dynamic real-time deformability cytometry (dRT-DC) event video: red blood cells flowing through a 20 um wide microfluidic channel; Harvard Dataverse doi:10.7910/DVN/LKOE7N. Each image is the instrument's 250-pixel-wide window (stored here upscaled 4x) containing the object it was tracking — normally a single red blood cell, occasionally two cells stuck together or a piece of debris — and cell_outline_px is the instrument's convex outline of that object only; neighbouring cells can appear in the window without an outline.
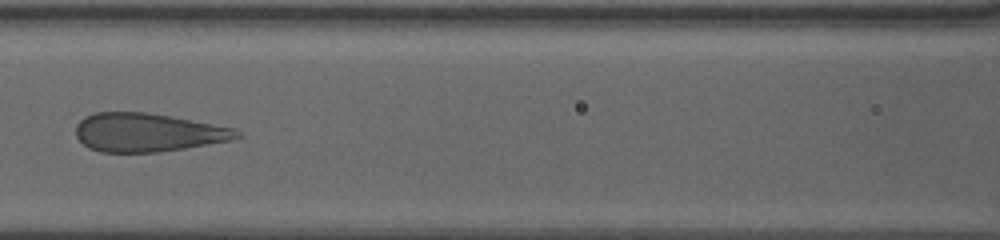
{"species": "human", "species_latin": "Homo sapiens", "temperature_condition": "warm", "stored_images_in_passage": 13, "camera_frame_rate_fps": 3000, "um_per_image_px": 0.085, "donor": {"sex": "female"}, "frame": {"image": 1, "passage_image": 8, "time_ms": 8.667, "image_size_px": [1000, 240], "cell_outline_px": [[244, 136], [232, 140], [160, 152], [100, 152], [88, 148], [76, 136], [76, 124], [80, 120], [96, 112], [144, 112], [172, 116], [236, 128]], "centroid_in_image_um": [12.58, 11.26], "position_along_channel_um": 154.0, "area_um2": 36.24}}
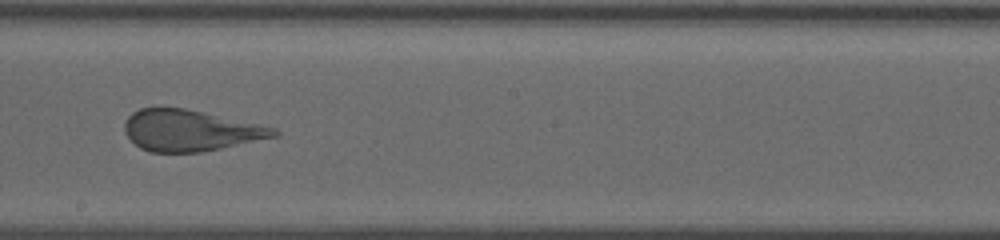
{"frame": {"image": 2, "passage_image": 10, "time_ms": 11.0, "image_size_px": [1000, 240], "cell_outline_px": [[280, 132], [276, 136], [220, 148], [200, 152], [148, 152], [140, 148], [124, 132], [124, 124], [128, 116], [132, 112], [140, 108], [184, 108], [260, 124], [276, 128]], "centroid_in_image_um": [16.14, 11.09], "position_along_channel_um": 232.1, "area_um2": 35.49}}
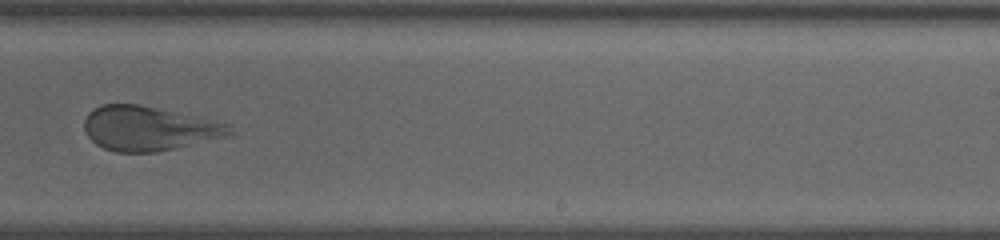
{"frame": {"image": 3, "passage_image": 11, "time_ms": 12.333, "image_size_px": [1000, 240], "cell_outline_px": [[236, 132], [224, 136], [156, 152], [116, 152], [104, 148], [96, 144], [84, 132], [84, 120], [88, 112], [104, 104], [136, 104], [228, 124]], "centroid_in_image_um": [12.56, 10.93], "position_along_channel_um": 276.4, "area_um2": 36.65}}